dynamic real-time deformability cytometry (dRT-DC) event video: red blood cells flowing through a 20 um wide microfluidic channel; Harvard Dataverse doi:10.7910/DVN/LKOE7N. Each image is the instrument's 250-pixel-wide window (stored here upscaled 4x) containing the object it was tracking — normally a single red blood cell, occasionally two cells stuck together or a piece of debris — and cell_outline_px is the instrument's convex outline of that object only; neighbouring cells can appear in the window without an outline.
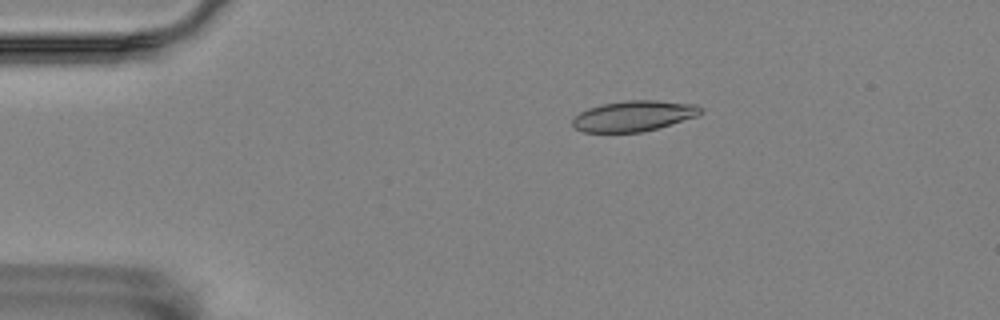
{"species": "Egyptian fruit bat (a non-hibernating species)", "species_latin": "Rousettus aegyptiacus", "temperature_condition": "room temperature", "stored_images_in_passage": 53, "camera_frame_rate_fps": 3000, "um_per_image_px": 0.085, "animal": {"sex": "female"}, "frame": {"image": 1, "passage_image": 7, "time_ms": 2.0, "image_size_px": [1000, 320], "cell_outline_px": [[704, 112], [696, 116], [656, 128], [640, 132], [584, 132], [576, 128], [572, 124], [572, 120], [580, 112], [588, 108], [604, 104], [628, 100], [656, 100], [696, 104]], "centroid_in_image_um": [53.86, 9.85], "position_along_channel_um": 31.1, "area_um2": 22.48}}
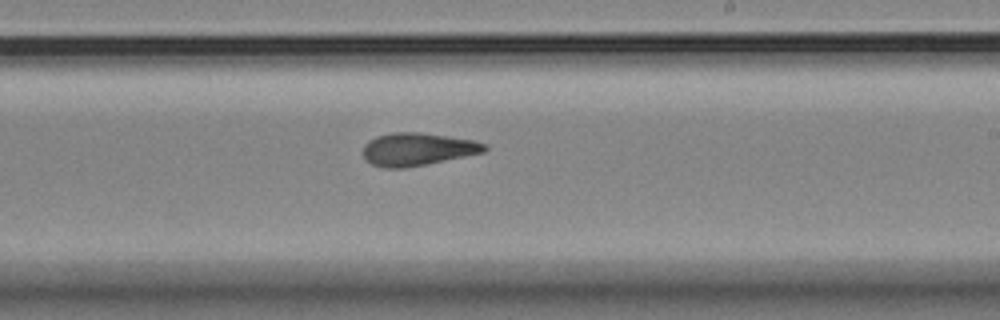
{"frame": {"image": 2, "passage_image": 30, "time_ms": 9.667, "image_size_px": [1000, 320], "cell_outline_px": [[488, 148], [484, 152], [404, 168], [384, 168], [372, 164], [364, 156], [364, 144], [376, 136], [396, 132], [420, 132], [472, 140], [484, 144]], "centroid_in_image_um": [35.46, 12.68], "position_along_channel_um": 253.5, "area_um2": 22.72}}
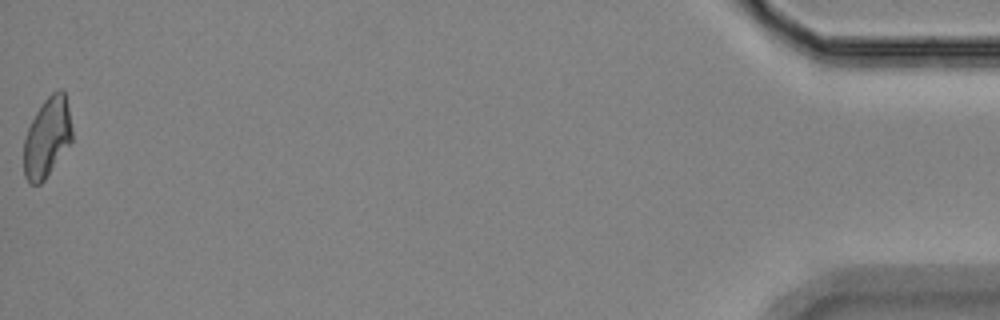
{"frame": {"image": 3, "passage_image": 53, "time_ms": 17.333, "image_size_px": [1000, 320], "cell_outline_px": [[72, 140], [44, 180], [40, 184], [28, 184], [24, 176], [24, 140], [28, 128], [36, 112], [44, 100], [52, 92], [60, 88], [64, 88], [72, 128]], "centroid_in_image_um": [4.0, 11.67], "position_along_channel_um": 431.2, "area_um2": 22.31}, "authors_computed_cell_mechanics": {"area_um2": 22.9466, "velocity_mm_per_s": 3.5305, "shape_relaxation_time_tau1_ms": 6.9418, "shape_relaxation_time_tau2_ms": 3.1822, "deformation_change_tau1": 0.1561, "deformation_change_tau2": 0.0929}}